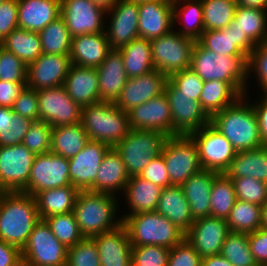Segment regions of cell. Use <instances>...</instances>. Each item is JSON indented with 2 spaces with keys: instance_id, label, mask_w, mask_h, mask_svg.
Instances as JSON below:
<instances>
[{
  "instance_id": "obj_1",
  "label": "cell",
  "mask_w": 267,
  "mask_h": 266,
  "mask_svg": "<svg viewBox=\"0 0 267 266\" xmlns=\"http://www.w3.org/2000/svg\"><path fill=\"white\" fill-rule=\"evenodd\" d=\"M40 221L35 197L23 192H6L0 203V239L21 251Z\"/></svg>"
},
{
  "instance_id": "obj_2",
  "label": "cell",
  "mask_w": 267,
  "mask_h": 266,
  "mask_svg": "<svg viewBox=\"0 0 267 266\" xmlns=\"http://www.w3.org/2000/svg\"><path fill=\"white\" fill-rule=\"evenodd\" d=\"M245 96L211 117V124L225 136L236 152L263 146L256 112L253 104L243 101L247 98Z\"/></svg>"
},
{
  "instance_id": "obj_3",
  "label": "cell",
  "mask_w": 267,
  "mask_h": 266,
  "mask_svg": "<svg viewBox=\"0 0 267 266\" xmlns=\"http://www.w3.org/2000/svg\"><path fill=\"white\" fill-rule=\"evenodd\" d=\"M190 69L204 82L220 80L229 83L241 96L246 94L248 57L226 56L214 53L196 42Z\"/></svg>"
},
{
  "instance_id": "obj_4",
  "label": "cell",
  "mask_w": 267,
  "mask_h": 266,
  "mask_svg": "<svg viewBox=\"0 0 267 266\" xmlns=\"http://www.w3.org/2000/svg\"><path fill=\"white\" fill-rule=\"evenodd\" d=\"M115 195L79 191L73 214L84 238L115 230L122 225V219L114 220L118 209Z\"/></svg>"
},
{
  "instance_id": "obj_5",
  "label": "cell",
  "mask_w": 267,
  "mask_h": 266,
  "mask_svg": "<svg viewBox=\"0 0 267 266\" xmlns=\"http://www.w3.org/2000/svg\"><path fill=\"white\" fill-rule=\"evenodd\" d=\"M81 122L89 140L115 147L130 132L128 113L113 102L99 101L82 108Z\"/></svg>"
},
{
  "instance_id": "obj_6",
  "label": "cell",
  "mask_w": 267,
  "mask_h": 266,
  "mask_svg": "<svg viewBox=\"0 0 267 266\" xmlns=\"http://www.w3.org/2000/svg\"><path fill=\"white\" fill-rule=\"evenodd\" d=\"M132 247L157 245L168 249L181 243L185 233L156 211L120 217Z\"/></svg>"
},
{
  "instance_id": "obj_7",
  "label": "cell",
  "mask_w": 267,
  "mask_h": 266,
  "mask_svg": "<svg viewBox=\"0 0 267 266\" xmlns=\"http://www.w3.org/2000/svg\"><path fill=\"white\" fill-rule=\"evenodd\" d=\"M168 137L153 130L131 129L114 148L121 155L130 177L140 175L151 160L162 153Z\"/></svg>"
},
{
  "instance_id": "obj_8",
  "label": "cell",
  "mask_w": 267,
  "mask_h": 266,
  "mask_svg": "<svg viewBox=\"0 0 267 266\" xmlns=\"http://www.w3.org/2000/svg\"><path fill=\"white\" fill-rule=\"evenodd\" d=\"M154 69L168 79L191 66L192 52L196 44L191 38L170 31L161 37L150 40Z\"/></svg>"
},
{
  "instance_id": "obj_9",
  "label": "cell",
  "mask_w": 267,
  "mask_h": 266,
  "mask_svg": "<svg viewBox=\"0 0 267 266\" xmlns=\"http://www.w3.org/2000/svg\"><path fill=\"white\" fill-rule=\"evenodd\" d=\"M21 252L23 266H66L68 248L55 237L47 222L40 219Z\"/></svg>"
},
{
  "instance_id": "obj_10",
  "label": "cell",
  "mask_w": 267,
  "mask_h": 266,
  "mask_svg": "<svg viewBox=\"0 0 267 266\" xmlns=\"http://www.w3.org/2000/svg\"><path fill=\"white\" fill-rule=\"evenodd\" d=\"M161 155L164 158L171 185L181 186L202 170L198 148L190 136L168 137Z\"/></svg>"
},
{
  "instance_id": "obj_11",
  "label": "cell",
  "mask_w": 267,
  "mask_h": 266,
  "mask_svg": "<svg viewBox=\"0 0 267 266\" xmlns=\"http://www.w3.org/2000/svg\"><path fill=\"white\" fill-rule=\"evenodd\" d=\"M164 93L171 110L172 136H189L211 123V117L202 108L201 103L182 94L169 79L166 82Z\"/></svg>"
},
{
  "instance_id": "obj_12",
  "label": "cell",
  "mask_w": 267,
  "mask_h": 266,
  "mask_svg": "<svg viewBox=\"0 0 267 266\" xmlns=\"http://www.w3.org/2000/svg\"><path fill=\"white\" fill-rule=\"evenodd\" d=\"M198 148L202 169L225 173L237 152L211 123L189 135Z\"/></svg>"
},
{
  "instance_id": "obj_13",
  "label": "cell",
  "mask_w": 267,
  "mask_h": 266,
  "mask_svg": "<svg viewBox=\"0 0 267 266\" xmlns=\"http://www.w3.org/2000/svg\"><path fill=\"white\" fill-rule=\"evenodd\" d=\"M26 146L0 147V188L6 192H23L28 184L35 158Z\"/></svg>"
},
{
  "instance_id": "obj_14",
  "label": "cell",
  "mask_w": 267,
  "mask_h": 266,
  "mask_svg": "<svg viewBox=\"0 0 267 266\" xmlns=\"http://www.w3.org/2000/svg\"><path fill=\"white\" fill-rule=\"evenodd\" d=\"M69 185V159L50 152L35 156L25 193L35 196L46 189Z\"/></svg>"
},
{
  "instance_id": "obj_15",
  "label": "cell",
  "mask_w": 267,
  "mask_h": 266,
  "mask_svg": "<svg viewBox=\"0 0 267 266\" xmlns=\"http://www.w3.org/2000/svg\"><path fill=\"white\" fill-rule=\"evenodd\" d=\"M61 17L72 37L105 32L107 7L95 0H60Z\"/></svg>"
},
{
  "instance_id": "obj_16",
  "label": "cell",
  "mask_w": 267,
  "mask_h": 266,
  "mask_svg": "<svg viewBox=\"0 0 267 266\" xmlns=\"http://www.w3.org/2000/svg\"><path fill=\"white\" fill-rule=\"evenodd\" d=\"M39 120L52 127L81 122L82 108L68 95L64 86L37 91Z\"/></svg>"
},
{
  "instance_id": "obj_17",
  "label": "cell",
  "mask_w": 267,
  "mask_h": 266,
  "mask_svg": "<svg viewBox=\"0 0 267 266\" xmlns=\"http://www.w3.org/2000/svg\"><path fill=\"white\" fill-rule=\"evenodd\" d=\"M111 147L89 140L85 147L69 159L71 185L78 191L96 192V176L103 157Z\"/></svg>"
},
{
  "instance_id": "obj_18",
  "label": "cell",
  "mask_w": 267,
  "mask_h": 266,
  "mask_svg": "<svg viewBox=\"0 0 267 266\" xmlns=\"http://www.w3.org/2000/svg\"><path fill=\"white\" fill-rule=\"evenodd\" d=\"M107 13H111L112 16L108 30L105 29L111 50H119L132 40L139 38L138 4L126 0H116L107 7Z\"/></svg>"
},
{
  "instance_id": "obj_19",
  "label": "cell",
  "mask_w": 267,
  "mask_h": 266,
  "mask_svg": "<svg viewBox=\"0 0 267 266\" xmlns=\"http://www.w3.org/2000/svg\"><path fill=\"white\" fill-rule=\"evenodd\" d=\"M229 233L225 219L208 216L196 219L185 233V239L201 258H205L220 255L222 245Z\"/></svg>"
},
{
  "instance_id": "obj_20",
  "label": "cell",
  "mask_w": 267,
  "mask_h": 266,
  "mask_svg": "<svg viewBox=\"0 0 267 266\" xmlns=\"http://www.w3.org/2000/svg\"><path fill=\"white\" fill-rule=\"evenodd\" d=\"M131 129L153 130L172 136V116L165 93L129 110Z\"/></svg>"
},
{
  "instance_id": "obj_21",
  "label": "cell",
  "mask_w": 267,
  "mask_h": 266,
  "mask_svg": "<svg viewBox=\"0 0 267 266\" xmlns=\"http://www.w3.org/2000/svg\"><path fill=\"white\" fill-rule=\"evenodd\" d=\"M70 65L69 55L42 53L27 66L26 86L36 91L63 86Z\"/></svg>"
},
{
  "instance_id": "obj_22",
  "label": "cell",
  "mask_w": 267,
  "mask_h": 266,
  "mask_svg": "<svg viewBox=\"0 0 267 266\" xmlns=\"http://www.w3.org/2000/svg\"><path fill=\"white\" fill-rule=\"evenodd\" d=\"M168 78L158 70L135 78H128L115 105L128 112L150 99L164 93Z\"/></svg>"
},
{
  "instance_id": "obj_23",
  "label": "cell",
  "mask_w": 267,
  "mask_h": 266,
  "mask_svg": "<svg viewBox=\"0 0 267 266\" xmlns=\"http://www.w3.org/2000/svg\"><path fill=\"white\" fill-rule=\"evenodd\" d=\"M139 38L152 40L172 31L173 1H150L138 4Z\"/></svg>"
},
{
  "instance_id": "obj_24",
  "label": "cell",
  "mask_w": 267,
  "mask_h": 266,
  "mask_svg": "<svg viewBox=\"0 0 267 266\" xmlns=\"http://www.w3.org/2000/svg\"><path fill=\"white\" fill-rule=\"evenodd\" d=\"M198 42L206 49L226 56H249L256 45L236 26L206 30Z\"/></svg>"
},
{
  "instance_id": "obj_25",
  "label": "cell",
  "mask_w": 267,
  "mask_h": 266,
  "mask_svg": "<svg viewBox=\"0 0 267 266\" xmlns=\"http://www.w3.org/2000/svg\"><path fill=\"white\" fill-rule=\"evenodd\" d=\"M92 239L97 245L101 266H131L132 244L123 225Z\"/></svg>"
},
{
  "instance_id": "obj_26",
  "label": "cell",
  "mask_w": 267,
  "mask_h": 266,
  "mask_svg": "<svg viewBox=\"0 0 267 266\" xmlns=\"http://www.w3.org/2000/svg\"><path fill=\"white\" fill-rule=\"evenodd\" d=\"M63 86L81 108L100 101L97 68L71 64Z\"/></svg>"
},
{
  "instance_id": "obj_27",
  "label": "cell",
  "mask_w": 267,
  "mask_h": 266,
  "mask_svg": "<svg viewBox=\"0 0 267 266\" xmlns=\"http://www.w3.org/2000/svg\"><path fill=\"white\" fill-rule=\"evenodd\" d=\"M110 51L105 32L84 34L72 37L69 57L73 65L98 68Z\"/></svg>"
},
{
  "instance_id": "obj_28",
  "label": "cell",
  "mask_w": 267,
  "mask_h": 266,
  "mask_svg": "<svg viewBox=\"0 0 267 266\" xmlns=\"http://www.w3.org/2000/svg\"><path fill=\"white\" fill-rule=\"evenodd\" d=\"M18 28L39 32L61 16L60 0H17Z\"/></svg>"
},
{
  "instance_id": "obj_29",
  "label": "cell",
  "mask_w": 267,
  "mask_h": 266,
  "mask_svg": "<svg viewBox=\"0 0 267 266\" xmlns=\"http://www.w3.org/2000/svg\"><path fill=\"white\" fill-rule=\"evenodd\" d=\"M97 72L100 101L115 103L128 79L121 52L111 50L98 66Z\"/></svg>"
},
{
  "instance_id": "obj_30",
  "label": "cell",
  "mask_w": 267,
  "mask_h": 266,
  "mask_svg": "<svg viewBox=\"0 0 267 266\" xmlns=\"http://www.w3.org/2000/svg\"><path fill=\"white\" fill-rule=\"evenodd\" d=\"M218 174L215 171L202 169L181 185L194 220L210 216L211 187Z\"/></svg>"
},
{
  "instance_id": "obj_31",
  "label": "cell",
  "mask_w": 267,
  "mask_h": 266,
  "mask_svg": "<svg viewBox=\"0 0 267 266\" xmlns=\"http://www.w3.org/2000/svg\"><path fill=\"white\" fill-rule=\"evenodd\" d=\"M155 211L165 216L184 233L189 230L195 221L181 186L171 185L162 188Z\"/></svg>"
},
{
  "instance_id": "obj_32",
  "label": "cell",
  "mask_w": 267,
  "mask_h": 266,
  "mask_svg": "<svg viewBox=\"0 0 267 266\" xmlns=\"http://www.w3.org/2000/svg\"><path fill=\"white\" fill-rule=\"evenodd\" d=\"M130 176L127 173L121 155L111 147L102 159L96 176V193L114 195L124 191Z\"/></svg>"
},
{
  "instance_id": "obj_33",
  "label": "cell",
  "mask_w": 267,
  "mask_h": 266,
  "mask_svg": "<svg viewBox=\"0 0 267 266\" xmlns=\"http://www.w3.org/2000/svg\"><path fill=\"white\" fill-rule=\"evenodd\" d=\"M224 174L228 178L252 177L267 182V145L237 152Z\"/></svg>"
},
{
  "instance_id": "obj_34",
  "label": "cell",
  "mask_w": 267,
  "mask_h": 266,
  "mask_svg": "<svg viewBox=\"0 0 267 266\" xmlns=\"http://www.w3.org/2000/svg\"><path fill=\"white\" fill-rule=\"evenodd\" d=\"M162 188L139 175L132 176L125 186L124 193L130 214L155 211L158 205Z\"/></svg>"
},
{
  "instance_id": "obj_35",
  "label": "cell",
  "mask_w": 267,
  "mask_h": 266,
  "mask_svg": "<svg viewBox=\"0 0 267 266\" xmlns=\"http://www.w3.org/2000/svg\"><path fill=\"white\" fill-rule=\"evenodd\" d=\"M78 192L74 186L69 185L37 193L34 197L40 219L73 212Z\"/></svg>"
},
{
  "instance_id": "obj_36",
  "label": "cell",
  "mask_w": 267,
  "mask_h": 266,
  "mask_svg": "<svg viewBox=\"0 0 267 266\" xmlns=\"http://www.w3.org/2000/svg\"><path fill=\"white\" fill-rule=\"evenodd\" d=\"M89 141L82 122L52 127L51 153L67 159L77 155Z\"/></svg>"
},
{
  "instance_id": "obj_37",
  "label": "cell",
  "mask_w": 267,
  "mask_h": 266,
  "mask_svg": "<svg viewBox=\"0 0 267 266\" xmlns=\"http://www.w3.org/2000/svg\"><path fill=\"white\" fill-rule=\"evenodd\" d=\"M119 51L128 78L139 77L154 70L150 40L136 38Z\"/></svg>"
},
{
  "instance_id": "obj_38",
  "label": "cell",
  "mask_w": 267,
  "mask_h": 266,
  "mask_svg": "<svg viewBox=\"0 0 267 266\" xmlns=\"http://www.w3.org/2000/svg\"><path fill=\"white\" fill-rule=\"evenodd\" d=\"M230 26H236L255 45L267 43V9L238 5Z\"/></svg>"
},
{
  "instance_id": "obj_39",
  "label": "cell",
  "mask_w": 267,
  "mask_h": 266,
  "mask_svg": "<svg viewBox=\"0 0 267 266\" xmlns=\"http://www.w3.org/2000/svg\"><path fill=\"white\" fill-rule=\"evenodd\" d=\"M240 97L241 95L229 83L210 80L204 82L199 102L206 113L212 117L235 103Z\"/></svg>"
},
{
  "instance_id": "obj_40",
  "label": "cell",
  "mask_w": 267,
  "mask_h": 266,
  "mask_svg": "<svg viewBox=\"0 0 267 266\" xmlns=\"http://www.w3.org/2000/svg\"><path fill=\"white\" fill-rule=\"evenodd\" d=\"M0 45L14 53L27 66L42 54V44L38 32L17 28Z\"/></svg>"
},
{
  "instance_id": "obj_41",
  "label": "cell",
  "mask_w": 267,
  "mask_h": 266,
  "mask_svg": "<svg viewBox=\"0 0 267 266\" xmlns=\"http://www.w3.org/2000/svg\"><path fill=\"white\" fill-rule=\"evenodd\" d=\"M183 1L173 0L174 24L176 20H180L181 22V20L184 19L182 21L185 23V28L182 27V30L179 29L178 33L197 42L200 39L201 34L204 32L202 2L201 0ZM180 2L187 3L183 4L184 6L181 5V7L179 6Z\"/></svg>"
},
{
  "instance_id": "obj_42",
  "label": "cell",
  "mask_w": 267,
  "mask_h": 266,
  "mask_svg": "<svg viewBox=\"0 0 267 266\" xmlns=\"http://www.w3.org/2000/svg\"><path fill=\"white\" fill-rule=\"evenodd\" d=\"M261 215V206L236 200L226 222L230 232L249 234L261 227Z\"/></svg>"
},
{
  "instance_id": "obj_43",
  "label": "cell",
  "mask_w": 267,
  "mask_h": 266,
  "mask_svg": "<svg viewBox=\"0 0 267 266\" xmlns=\"http://www.w3.org/2000/svg\"><path fill=\"white\" fill-rule=\"evenodd\" d=\"M42 44V53L52 55H69L72 36L60 16L43 30L38 32Z\"/></svg>"
},
{
  "instance_id": "obj_44",
  "label": "cell",
  "mask_w": 267,
  "mask_h": 266,
  "mask_svg": "<svg viewBox=\"0 0 267 266\" xmlns=\"http://www.w3.org/2000/svg\"><path fill=\"white\" fill-rule=\"evenodd\" d=\"M236 200L232 180L224 173L218 174L211 187L210 216L226 220Z\"/></svg>"
},
{
  "instance_id": "obj_45",
  "label": "cell",
  "mask_w": 267,
  "mask_h": 266,
  "mask_svg": "<svg viewBox=\"0 0 267 266\" xmlns=\"http://www.w3.org/2000/svg\"><path fill=\"white\" fill-rule=\"evenodd\" d=\"M33 120L17 115L10 107H0V147L21 144Z\"/></svg>"
},
{
  "instance_id": "obj_46",
  "label": "cell",
  "mask_w": 267,
  "mask_h": 266,
  "mask_svg": "<svg viewBox=\"0 0 267 266\" xmlns=\"http://www.w3.org/2000/svg\"><path fill=\"white\" fill-rule=\"evenodd\" d=\"M203 8V24L206 30H221L233 21L236 0H201Z\"/></svg>"
},
{
  "instance_id": "obj_47",
  "label": "cell",
  "mask_w": 267,
  "mask_h": 266,
  "mask_svg": "<svg viewBox=\"0 0 267 266\" xmlns=\"http://www.w3.org/2000/svg\"><path fill=\"white\" fill-rule=\"evenodd\" d=\"M220 255L233 266H258L250 250L246 233L230 232L222 245Z\"/></svg>"
},
{
  "instance_id": "obj_48",
  "label": "cell",
  "mask_w": 267,
  "mask_h": 266,
  "mask_svg": "<svg viewBox=\"0 0 267 266\" xmlns=\"http://www.w3.org/2000/svg\"><path fill=\"white\" fill-rule=\"evenodd\" d=\"M55 237L67 248L84 239L73 212L44 219Z\"/></svg>"
},
{
  "instance_id": "obj_49",
  "label": "cell",
  "mask_w": 267,
  "mask_h": 266,
  "mask_svg": "<svg viewBox=\"0 0 267 266\" xmlns=\"http://www.w3.org/2000/svg\"><path fill=\"white\" fill-rule=\"evenodd\" d=\"M237 200L247 201L262 207L267 201V184L252 177L230 178Z\"/></svg>"
},
{
  "instance_id": "obj_50",
  "label": "cell",
  "mask_w": 267,
  "mask_h": 266,
  "mask_svg": "<svg viewBox=\"0 0 267 266\" xmlns=\"http://www.w3.org/2000/svg\"><path fill=\"white\" fill-rule=\"evenodd\" d=\"M22 144L35 155L50 153L52 126L44 121H33Z\"/></svg>"
},
{
  "instance_id": "obj_51",
  "label": "cell",
  "mask_w": 267,
  "mask_h": 266,
  "mask_svg": "<svg viewBox=\"0 0 267 266\" xmlns=\"http://www.w3.org/2000/svg\"><path fill=\"white\" fill-rule=\"evenodd\" d=\"M66 266H101L95 241L92 238H84L69 247Z\"/></svg>"
},
{
  "instance_id": "obj_52",
  "label": "cell",
  "mask_w": 267,
  "mask_h": 266,
  "mask_svg": "<svg viewBox=\"0 0 267 266\" xmlns=\"http://www.w3.org/2000/svg\"><path fill=\"white\" fill-rule=\"evenodd\" d=\"M0 80L27 83V65L0 45Z\"/></svg>"
},
{
  "instance_id": "obj_53",
  "label": "cell",
  "mask_w": 267,
  "mask_h": 266,
  "mask_svg": "<svg viewBox=\"0 0 267 266\" xmlns=\"http://www.w3.org/2000/svg\"><path fill=\"white\" fill-rule=\"evenodd\" d=\"M169 250L157 245L134 246L131 266H167Z\"/></svg>"
},
{
  "instance_id": "obj_54",
  "label": "cell",
  "mask_w": 267,
  "mask_h": 266,
  "mask_svg": "<svg viewBox=\"0 0 267 266\" xmlns=\"http://www.w3.org/2000/svg\"><path fill=\"white\" fill-rule=\"evenodd\" d=\"M169 80L182 94L191 97V100L199 101L204 81L193 70H182L172 75Z\"/></svg>"
},
{
  "instance_id": "obj_55",
  "label": "cell",
  "mask_w": 267,
  "mask_h": 266,
  "mask_svg": "<svg viewBox=\"0 0 267 266\" xmlns=\"http://www.w3.org/2000/svg\"><path fill=\"white\" fill-rule=\"evenodd\" d=\"M201 260L200 254L184 239L170 248L167 266H201Z\"/></svg>"
},
{
  "instance_id": "obj_56",
  "label": "cell",
  "mask_w": 267,
  "mask_h": 266,
  "mask_svg": "<svg viewBox=\"0 0 267 266\" xmlns=\"http://www.w3.org/2000/svg\"><path fill=\"white\" fill-rule=\"evenodd\" d=\"M12 110L17 115L27 117L33 121H39L37 91L25 86L15 100Z\"/></svg>"
},
{
  "instance_id": "obj_57",
  "label": "cell",
  "mask_w": 267,
  "mask_h": 266,
  "mask_svg": "<svg viewBox=\"0 0 267 266\" xmlns=\"http://www.w3.org/2000/svg\"><path fill=\"white\" fill-rule=\"evenodd\" d=\"M17 0H5L0 3V43L18 28Z\"/></svg>"
},
{
  "instance_id": "obj_58",
  "label": "cell",
  "mask_w": 267,
  "mask_h": 266,
  "mask_svg": "<svg viewBox=\"0 0 267 266\" xmlns=\"http://www.w3.org/2000/svg\"><path fill=\"white\" fill-rule=\"evenodd\" d=\"M139 176L159 185L161 188L171 186L166 164L162 155L153 158Z\"/></svg>"
},
{
  "instance_id": "obj_59",
  "label": "cell",
  "mask_w": 267,
  "mask_h": 266,
  "mask_svg": "<svg viewBox=\"0 0 267 266\" xmlns=\"http://www.w3.org/2000/svg\"><path fill=\"white\" fill-rule=\"evenodd\" d=\"M257 73L258 83L262 87L267 82V43L256 45L248 56V77L251 71Z\"/></svg>"
},
{
  "instance_id": "obj_60",
  "label": "cell",
  "mask_w": 267,
  "mask_h": 266,
  "mask_svg": "<svg viewBox=\"0 0 267 266\" xmlns=\"http://www.w3.org/2000/svg\"><path fill=\"white\" fill-rule=\"evenodd\" d=\"M248 242L258 266H267V228L260 227L249 233Z\"/></svg>"
},
{
  "instance_id": "obj_61",
  "label": "cell",
  "mask_w": 267,
  "mask_h": 266,
  "mask_svg": "<svg viewBox=\"0 0 267 266\" xmlns=\"http://www.w3.org/2000/svg\"><path fill=\"white\" fill-rule=\"evenodd\" d=\"M27 83L4 82L0 80V107L12 108L15 100Z\"/></svg>"
},
{
  "instance_id": "obj_62",
  "label": "cell",
  "mask_w": 267,
  "mask_h": 266,
  "mask_svg": "<svg viewBox=\"0 0 267 266\" xmlns=\"http://www.w3.org/2000/svg\"><path fill=\"white\" fill-rule=\"evenodd\" d=\"M0 266H23L19 248L0 239Z\"/></svg>"
},
{
  "instance_id": "obj_63",
  "label": "cell",
  "mask_w": 267,
  "mask_h": 266,
  "mask_svg": "<svg viewBox=\"0 0 267 266\" xmlns=\"http://www.w3.org/2000/svg\"><path fill=\"white\" fill-rule=\"evenodd\" d=\"M260 101H256L253 108L258 118L261 141L263 145H267V99L263 98Z\"/></svg>"
},
{
  "instance_id": "obj_64",
  "label": "cell",
  "mask_w": 267,
  "mask_h": 266,
  "mask_svg": "<svg viewBox=\"0 0 267 266\" xmlns=\"http://www.w3.org/2000/svg\"><path fill=\"white\" fill-rule=\"evenodd\" d=\"M201 266H233L225 257L214 255L202 258Z\"/></svg>"
},
{
  "instance_id": "obj_65",
  "label": "cell",
  "mask_w": 267,
  "mask_h": 266,
  "mask_svg": "<svg viewBox=\"0 0 267 266\" xmlns=\"http://www.w3.org/2000/svg\"><path fill=\"white\" fill-rule=\"evenodd\" d=\"M237 4L258 9H267V0H237Z\"/></svg>"
},
{
  "instance_id": "obj_66",
  "label": "cell",
  "mask_w": 267,
  "mask_h": 266,
  "mask_svg": "<svg viewBox=\"0 0 267 266\" xmlns=\"http://www.w3.org/2000/svg\"><path fill=\"white\" fill-rule=\"evenodd\" d=\"M261 227L267 228V201L262 205Z\"/></svg>"
},
{
  "instance_id": "obj_67",
  "label": "cell",
  "mask_w": 267,
  "mask_h": 266,
  "mask_svg": "<svg viewBox=\"0 0 267 266\" xmlns=\"http://www.w3.org/2000/svg\"><path fill=\"white\" fill-rule=\"evenodd\" d=\"M135 4H141L145 2H150V1H173V0H126Z\"/></svg>"
},
{
  "instance_id": "obj_68",
  "label": "cell",
  "mask_w": 267,
  "mask_h": 266,
  "mask_svg": "<svg viewBox=\"0 0 267 266\" xmlns=\"http://www.w3.org/2000/svg\"><path fill=\"white\" fill-rule=\"evenodd\" d=\"M95 1L108 7V6L112 5L116 0H95Z\"/></svg>"
},
{
  "instance_id": "obj_69",
  "label": "cell",
  "mask_w": 267,
  "mask_h": 266,
  "mask_svg": "<svg viewBox=\"0 0 267 266\" xmlns=\"http://www.w3.org/2000/svg\"><path fill=\"white\" fill-rule=\"evenodd\" d=\"M261 90H263L264 92H263V94H264V98L265 99H267V82L262 86V89Z\"/></svg>"
},
{
  "instance_id": "obj_70",
  "label": "cell",
  "mask_w": 267,
  "mask_h": 266,
  "mask_svg": "<svg viewBox=\"0 0 267 266\" xmlns=\"http://www.w3.org/2000/svg\"><path fill=\"white\" fill-rule=\"evenodd\" d=\"M5 193H6V191L0 188V203H1V200H2L3 196L5 195Z\"/></svg>"
}]
</instances>
